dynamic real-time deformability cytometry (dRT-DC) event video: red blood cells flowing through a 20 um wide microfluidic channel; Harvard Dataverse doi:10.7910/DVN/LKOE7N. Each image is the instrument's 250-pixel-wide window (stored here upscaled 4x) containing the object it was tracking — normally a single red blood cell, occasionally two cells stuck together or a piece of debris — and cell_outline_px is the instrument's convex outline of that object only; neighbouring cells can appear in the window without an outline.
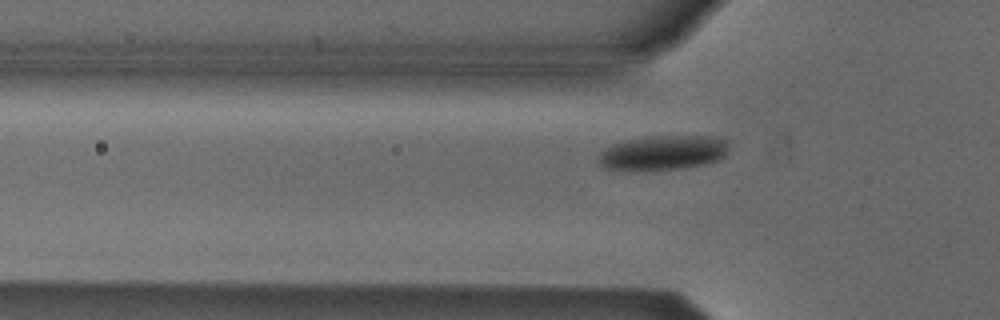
{"species": "Egyptian fruit bat (a non-hibernating species)", "species_latin": "Rousettus aegyptiacus", "temperature_condition": "cold", "stored_images_in_passage": 39, "camera_frame_rate_fps": 3000, "um_per_image_px": 0.085, "animal": {"sex": "male"}, "frame": {"image": 1, "passage_image": 7, "time_ms": 2.0, "image_size_px": [1000, 320], "cell_outline_px": [[728, 152], [720, 160], [704, 164], [684, 168], [632, 172], [628, 172], [604, 168], [600, 164], [600, 152], [604, 148], [612, 144], [624, 140], [652, 136], [712, 136], [728, 140]], "centroid_in_image_um": [56.34, 13.0], "position_along_channel_um": 69.5, "area_um2": 26.93}}
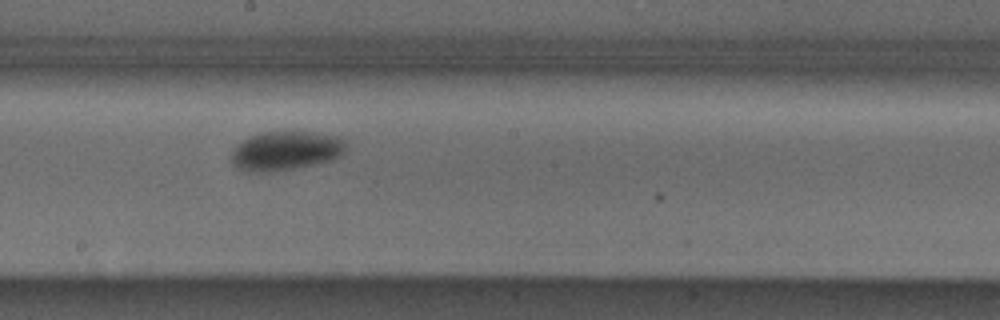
{"frame": {"image": 2, "passage_image": 19, "time_ms": 6.0, "image_size_px": [1000, 320], "cell_outline_px": [[348, 140], [344, 152], [340, 156], [332, 160], [316, 164], [268, 172], [244, 172], [236, 168], [232, 164], [232, 148], [244, 140], [252, 136], [264, 132], [312, 132], [344, 136]], "centroid_in_image_um": [24.33, 12.81], "position_along_channel_um": 223.9, "area_um2": 26.41}}
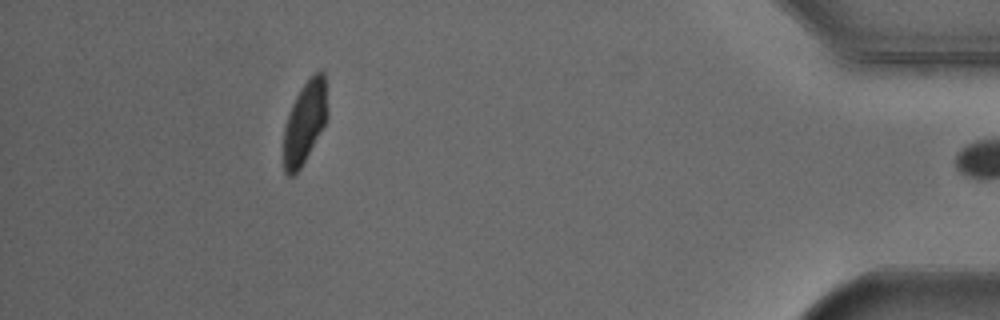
{"frame": {"image": 3, "passage_image": 38, "time_ms": 12.333, "image_size_px": [1000, 320], "cell_outline_px": [[328, 116], [324, 124], [300, 168], [292, 176], [288, 176], [284, 172], [284, 128], [292, 104], [300, 88], [316, 72], [324, 72], [328, 112]], "centroid_in_image_um": [25.9, 10.39], "position_along_channel_um": 409.3, "area_um2": 20.52}, "authors_computed_cell_mechanics": {"area_um2": 25.0274, "velocity_mm_per_s": 3.867, "shape_relaxation_time_tau1_ms": 3.706, "shape_relaxation_time_tau2_ms": null, "deformation_change_tau1": 0.1237, "deformation_change_tau2": null}}